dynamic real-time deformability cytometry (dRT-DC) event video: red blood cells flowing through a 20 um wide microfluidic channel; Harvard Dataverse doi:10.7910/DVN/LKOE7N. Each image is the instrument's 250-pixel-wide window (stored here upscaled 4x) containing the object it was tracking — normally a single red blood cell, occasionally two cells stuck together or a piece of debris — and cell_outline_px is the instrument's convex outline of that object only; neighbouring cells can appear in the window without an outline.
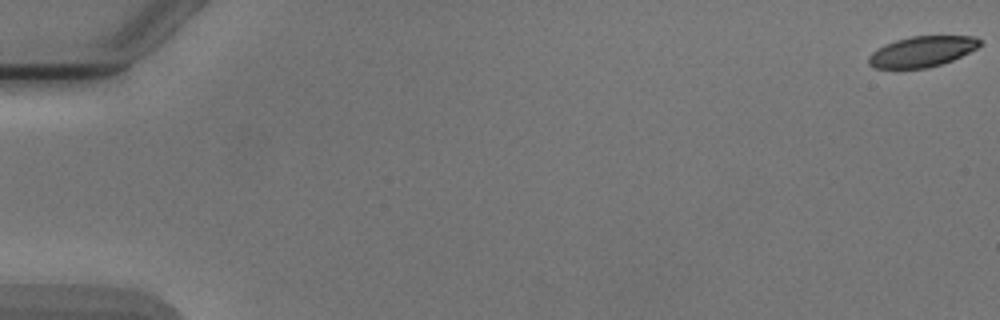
{"species": "Egyptian fruit bat (a non-hibernating species)", "species_latin": "Rousettus aegyptiacus", "temperature_condition": "cold", "stored_images_in_passage": 7, "camera_frame_rate_fps": 3000, "um_per_image_px": 0.085, "animal": {"sex": "male"}, "frame": {"image": 1, "passage_image": 1, "time_ms": 0.0, "image_size_px": [1000, 320], "cell_outline_px": [[980, 44], [976, 48], [952, 60], [928, 68], [872, 68], [868, 64], [868, 56], [872, 52], [884, 44], [896, 40], [912, 36], [976, 36], [980, 40]], "centroid_in_image_um": [78.33, 4.38], "position_along_channel_um": 6.7, "area_um2": 19.71}}
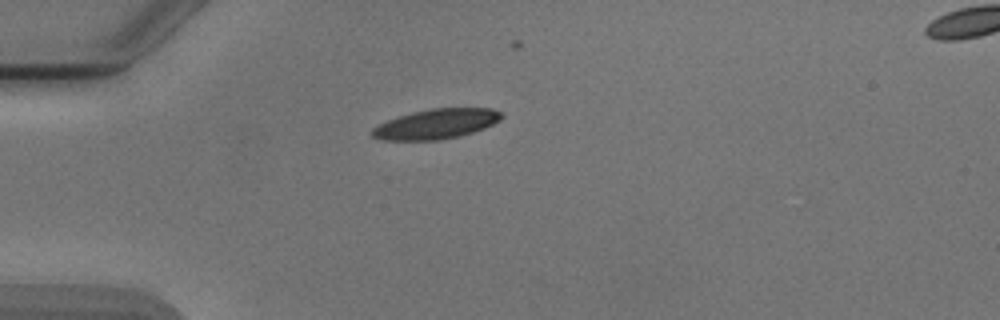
{"frame": {"image": 2, "passage_image": 5, "time_ms": 5.0, "image_size_px": [1000, 320], "cell_outline_px": [[504, 116], [500, 120], [484, 128], [460, 136], [436, 140], [380, 140], [372, 136], [372, 128], [388, 120], [412, 112], [432, 108], [492, 108], [500, 112]], "centroid_in_image_um": [37.09, 10.53], "position_along_channel_um": 47.9, "area_um2": 22.37}}
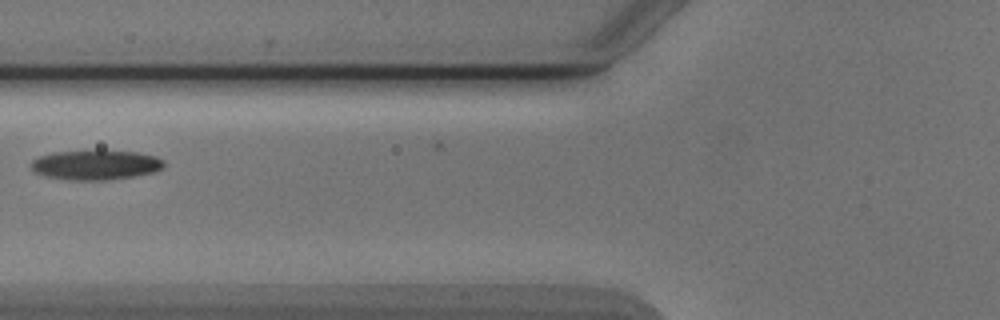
{"frame": {"image": 3, "passage_image": 7, "time_ms": 7.333, "image_size_px": [1000, 320], "cell_outline_px": [[164, 168], [156, 172], [136, 176], [108, 180], [68, 180], [44, 176], [36, 172], [28, 164], [32, 160], [40, 156], [52, 152], [96, 148], [100, 148], [136, 152], [156, 156], [164, 160]], "centroid_in_image_um": [8.15, 13.98], "position_along_channel_um": 117.7, "area_um2": 24.1}}